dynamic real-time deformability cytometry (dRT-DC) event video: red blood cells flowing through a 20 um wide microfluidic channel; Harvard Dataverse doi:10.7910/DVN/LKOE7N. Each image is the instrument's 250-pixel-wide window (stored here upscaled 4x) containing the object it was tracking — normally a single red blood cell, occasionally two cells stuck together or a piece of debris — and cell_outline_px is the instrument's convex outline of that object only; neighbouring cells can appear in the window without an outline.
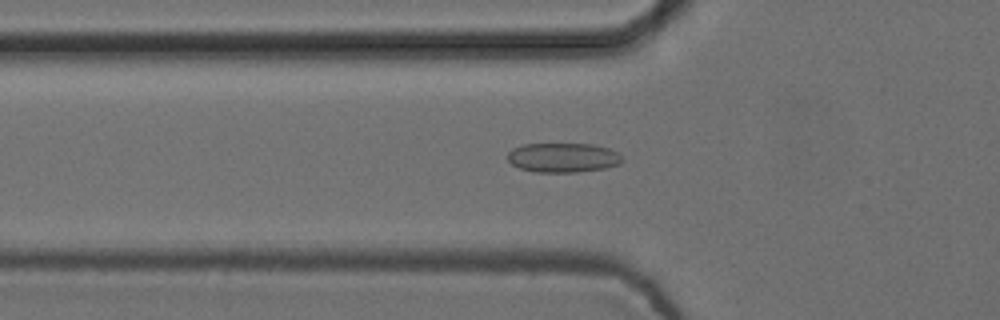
{"species": "common noctule bat (a hibernating species)", "species_latin": "Nyctalus noctula", "temperature_condition": "cold", "stored_images_in_passage": 55, "camera_frame_rate_fps": 3000, "um_per_image_px": 0.085, "animal": {"sex": "female", "body_mass_g": 24.6, "forearm_length_mm": 56.2}, "frame": {"image": 1, "passage_image": 19, "time_ms": 6.0, "image_size_px": [1000, 320], "cell_outline_px": [[624, 160], [620, 164], [604, 168], [576, 172], [536, 172], [520, 168], [512, 164], [508, 160], [508, 152], [512, 148], [524, 144], [592, 144], [608, 148], [616, 152]], "centroid_in_image_um": [47.84, 13.39], "position_along_channel_um": 78.0, "area_um2": 19.59}}
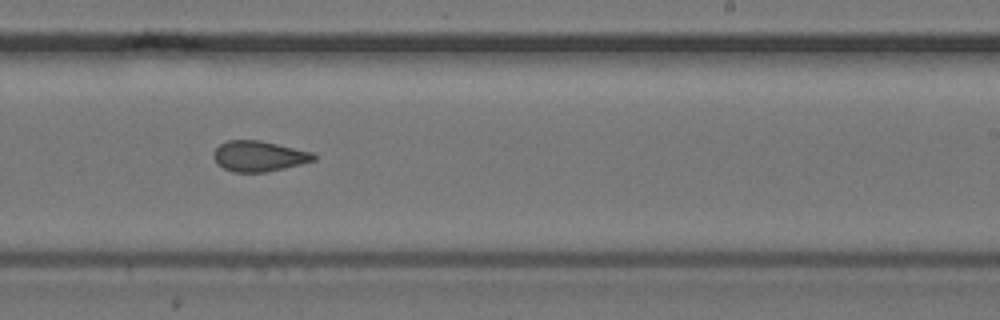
{"frame": {"image": 2, "passage_image": 34, "time_ms": 11.0, "image_size_px": [1000, 320], "cell_outline_px": [[316, 160], [284, 168], [264, 172], [232, 172], [216, 164], [212, 156], [212, 152], [220, 144], [228, 140], [260, 140], [312, 152], [316, 156]], "centroid_in_image_um": [21.96, 13.27], "position_along_channel_um": 267.0, "area_um2": 17.86}}
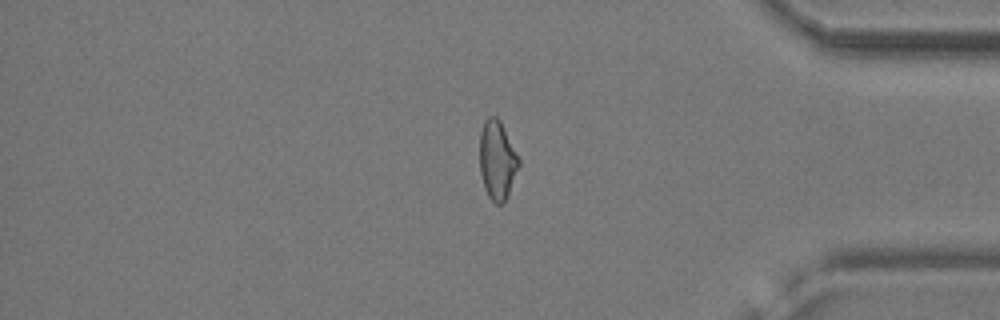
{"frame": {"image": 3, "passage_image": 46, "time_ms": 15.0, "image_size_px": [1000, 320], "cell_outline_px": [[520, 164], [508, 196], [504, 204], [496, 204], [488, 196], [484, 188], [480, 172], [480, 132], [484, 120], [488, 116], [496, 116], [500, 120], [520, 160]], "centroid_in_image_um": [42.26, 13.62], "position_along_channel_um": 392.9, "area_um2": 18.09}, "authors_computed_cell_mechanics": {"area_um2": 18.3804, "velocity_mm_per_s": 3.759, "shape_relaxation_time_tau1_ms": 9.9086, "shape_relaxation_time_tau2_ms": 2.8749, "deformation_change_tau1": 0.1396, "deformation_change_tau2": 0.088}}